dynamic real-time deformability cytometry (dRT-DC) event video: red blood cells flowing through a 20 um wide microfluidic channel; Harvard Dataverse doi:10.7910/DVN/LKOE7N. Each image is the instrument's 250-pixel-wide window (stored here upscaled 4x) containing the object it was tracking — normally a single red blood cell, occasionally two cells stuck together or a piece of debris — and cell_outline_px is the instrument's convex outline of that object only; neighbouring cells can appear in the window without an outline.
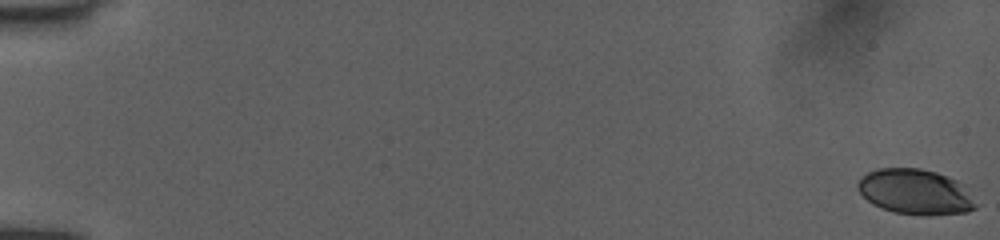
{"species": "human", "species_latin": "Homo sapiens", "temperature_condition": "room temperature", "stored_images_in_passage": 53, "camera_frame_rate_fps": 3000, "um_per_image_px": 0.085, "donor": {"sex": "female"}, "frame": {"image": 1, "passage_image": 1, "time_ms": 0.0, "image_size_px": [1000, 240], "cell_outline_px": [[980, 204], [976, 208], [968, 212], [928, 216], [924, 216], [896, 212], [872, 204], [856, 188], [856, 184], [868, 172], [876, 168], [920, 168], [936, 172], [948, 176], [968, 184]], "centroid_in_image_um": [77.94, 16.31], "position_along_channel_um": 7.1, "area_um2": 31.96}}
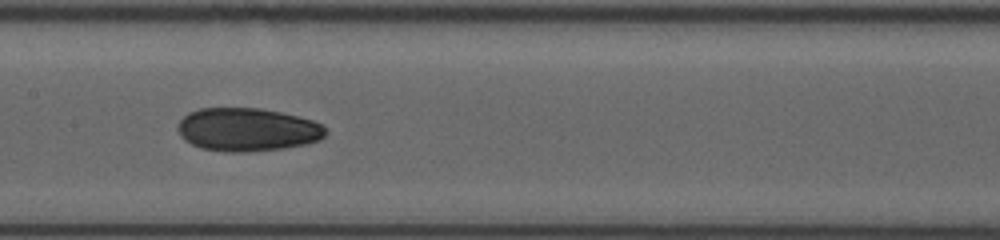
{"frame": {"image": 2, "passage_image": 29, "time_ms": 9.333, "image_size_px": [1000, 240], "cell_outline_px": [[328, 132], [320, 140], [304, 144], [284, 148], [248, 152], [224, 152], [200, 148], [184, 140], [180, 136], [176, 128], [180, 120], [188, 112], [200, 108], [260, 108], [280, 112], [312, 120], [324, 124]], "centroid_in_image_um": [21.01, 11.02], "position_along_channel_um": 186.4, "area_um2": 37.57}}
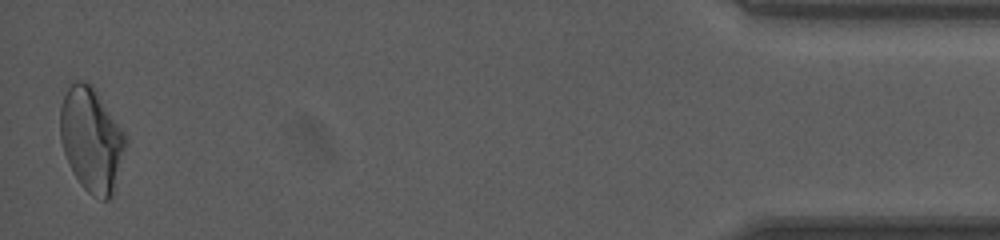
{"frame": {"image": 3, "passage_image": 53, "time_ms": 17.333, "image_size_px": [1000, 240], "cell_outline_px": [[128, 144], [112, 196], [108, 200], [100, 200], [92, 196], [80, 184], [64, 152], [60, 140], [60, 108], [64, 96], [68, 88], [76, 80], [88, 80], [96, 88], [128, 136]], "centroid_in_image_um": [7.82, 11.84], "position_along_channel_um": 427.4, "area_um2": 40.34}, "authors_computed_cell_mechanics": {"area_um2": 36.4718, "velocity_mm_per_s": 4.0041, "shape_relaxation_time_tau1_ms": 6.4022, "shape_relaxation_time_tau2_ms": 3.2301, "deformation_change_tau1": 0.1519, "deformation_change_tau2": 0.0743}}